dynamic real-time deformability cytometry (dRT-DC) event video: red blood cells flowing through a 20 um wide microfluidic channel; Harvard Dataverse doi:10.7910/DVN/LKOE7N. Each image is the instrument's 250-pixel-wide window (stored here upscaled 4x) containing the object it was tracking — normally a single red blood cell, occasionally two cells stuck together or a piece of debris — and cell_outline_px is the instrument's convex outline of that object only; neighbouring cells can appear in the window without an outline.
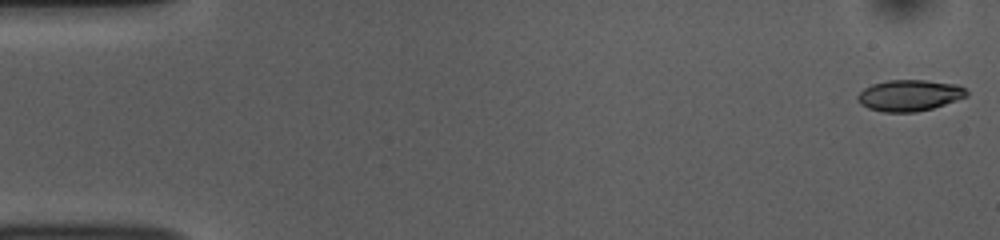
{"species": "common noctule bat (a hibernating species)", "species_latin": "Nyctalus noctula", "temperature_condition": "room temperature", "stored_images_in_passage": 53, "camera_frame_rate_fps": 3000, "um_per_image_px": 0.085, "animal": {"sex": "female", "body_mass_g": 10.0, "forearm_length_mm": 53.1}, "frame": {"image": 1, "passage_image": 1, "time_ms": 0.0, "image_size_px": [1000, 240], "cell_outline_px": [[968, 96], [932, 108], [916, 112], [884, 112], [868, 108], [860, 104], [856, 100], [856, 96], [864, 88], [872, 84], [888, 80], [924, 80], [956, 84], [964, 88], [968, 92]], "centroid_in_image_um": [77.27, 8.11], "position_along_channel_um": 7.7, "area_um2": 19.83}}
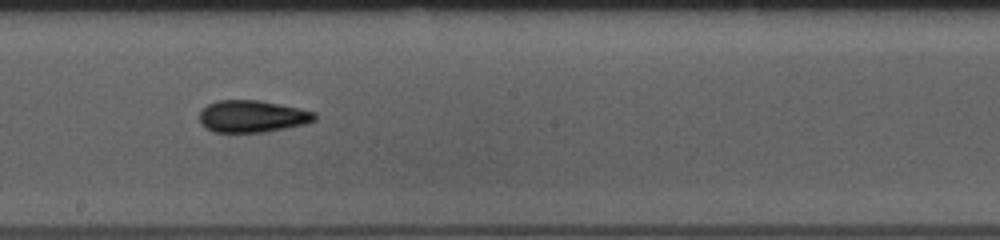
{"frame": {"image": 2, "passage_image": 29, "time_ms": 9.333, "image_size_px": [1000, 240], "cell_outline_px": [[316, 120], [304, 124], [264, 132], [212, 132], [204, 128], [200, 124], [200, 112], [208, 104], [216, 100], [260, 100], [300, 108], [316, 112]], "centroid_in_image_um": [21.43, 9.88], "position_along_channel_um": 226.8, "area_um2": 21.62}}
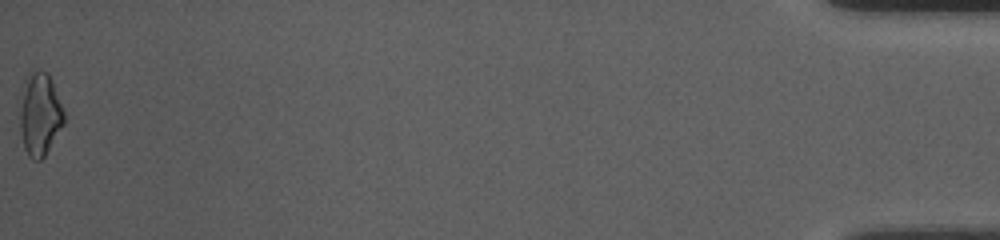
{"frame": {"image": 3, "passage_image": 53, "time_ms": 17.333, "image_size_px": [1000, 240], "cell_outline_px": [[64, 124], [44, 156], [40, 160], [32, 160], [28, 156], [24, 148], [20, 132], [16, 100], [24, 80], [28, 72], [48, 72], [64, 108]], "centroid_in_image_um": [3.32, 9.69], "position_along_channel_um": 431.9, "area_um2": 22.2}, "authors_computed_cell_mechanics": {"area_um2": 20.4612, "velocity_mm_per_s": 3.7889, "shape_relaxation_time_tau1_ms": 5.8147, "shape_relaxation_time_tau2_ms": 3.8673, "deformation_change_tau1": 0.1607, "deformation_change_tau2": 0.1129}}